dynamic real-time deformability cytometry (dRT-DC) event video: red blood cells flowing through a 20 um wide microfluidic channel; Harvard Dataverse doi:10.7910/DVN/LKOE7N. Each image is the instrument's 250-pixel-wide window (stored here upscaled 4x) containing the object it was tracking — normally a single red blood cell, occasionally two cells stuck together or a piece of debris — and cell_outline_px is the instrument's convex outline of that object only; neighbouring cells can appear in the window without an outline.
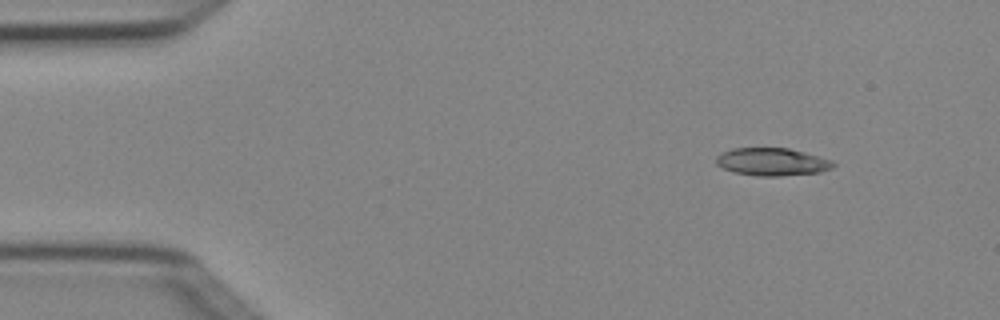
{"species": "Egyptian fruit bat (a non-hibernating species)", "species_latin": "Rousettus aegyptiacus", "temperature_condition": "cold", "stored_images_in_passage": 4, "camera_frame_rate_fps": 3000, "um_per_image_px": 0.085, "animal": {"sex": "female"}, "frame": {"image": 1, "passage_image": 2, "time_ms": 0.333, "image_size_px": [1000, 320], "cell_outline_px": [[836, 164], [832, 168], [820, 172], [780, 176], [756, 176], [732, 172], [716, 164], [716, 156], [720, 152], [732, 148], [788, 148], [804, 152], [832, 160]], "centroid_in_image_um": [65.6, 13.75], "position_along_channel_um": 19.4, "area_um2": 19.02}}